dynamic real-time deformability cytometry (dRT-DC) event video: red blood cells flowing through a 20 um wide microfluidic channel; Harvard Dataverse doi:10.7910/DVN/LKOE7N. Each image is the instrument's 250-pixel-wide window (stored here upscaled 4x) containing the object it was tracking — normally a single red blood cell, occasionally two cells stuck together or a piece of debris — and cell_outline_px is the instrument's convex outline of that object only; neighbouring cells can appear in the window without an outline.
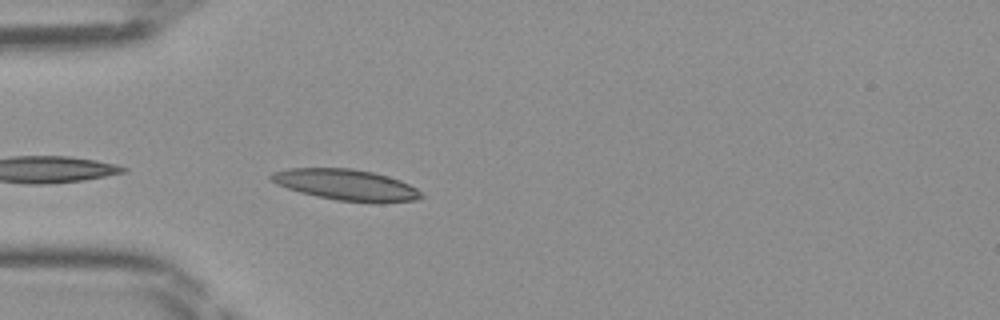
{"species": "Egyptian fruit bat (a non-hibernating species)", "species_latin": "Rousettus aegyptiacus", "temperature_condition": "room temperature", "stored_images_in_passage": 6, "camera_frame_rate_fps": 3000, "um_per_image_px": 0.085, "frame": {"image": 1, "passage_image": 1, "time_ms": 0.0, "image_size_px": [1000, 320], "cell_outline_px": [[424, 196], [416, 200], [380, 204], [336, 200], [316, 196], [300, 192], [276, 184], [268, 176], [272, 172], [288, 168], [352, 168], [372, 172], [388, 176], [400, 180], [416, 188]], "centroid_in_image_um": [29.44, 15.72], "position_along_channel_um": 55.6, "area_um2": 27.4}}